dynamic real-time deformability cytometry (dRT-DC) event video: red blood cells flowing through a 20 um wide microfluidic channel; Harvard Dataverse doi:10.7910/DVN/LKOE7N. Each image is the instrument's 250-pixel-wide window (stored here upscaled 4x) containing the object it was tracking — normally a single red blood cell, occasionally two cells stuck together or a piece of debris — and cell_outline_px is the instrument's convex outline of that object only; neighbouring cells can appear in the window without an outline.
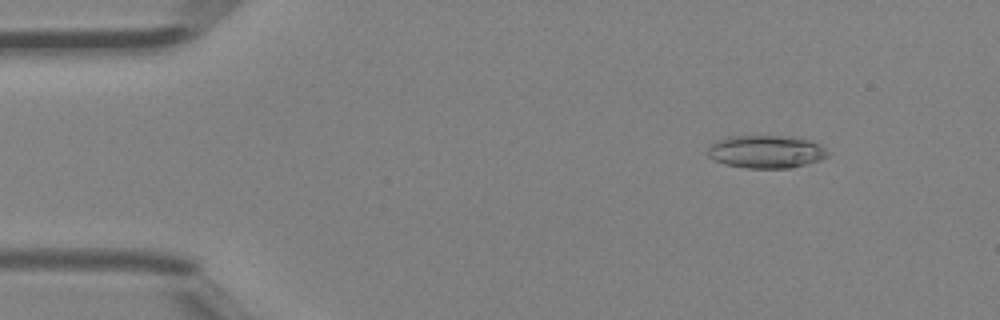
{"species": "Egyptian fruit bat (a non-hibernating species)", "species_latin": "Rousettus aegyptiacus", "temperature_condition": "room temperature", "stored_images_in_passage": 4, "camera_frame_rate_fps": 3000, "um_per_image_px": 0.085, "animal": {"sex": "female"}, "frame": {"image": 1, "passage_image": 2, "time_ms": 0.333, "image_size_px": [1000, 320], "cell_outline_px": [[828, 156], [820, 160], [792, 168], [748, 168], [724, 164], [712, 160], [708, 156], [708, 148], [716, 140], [728, 136], [788, 136], [808, 140], [820, 144], [828, 152]], "centroid_in_image_um": [65.1, 12.9], "position_along_channel_um": 19.9, "area_um2": 23.06}}